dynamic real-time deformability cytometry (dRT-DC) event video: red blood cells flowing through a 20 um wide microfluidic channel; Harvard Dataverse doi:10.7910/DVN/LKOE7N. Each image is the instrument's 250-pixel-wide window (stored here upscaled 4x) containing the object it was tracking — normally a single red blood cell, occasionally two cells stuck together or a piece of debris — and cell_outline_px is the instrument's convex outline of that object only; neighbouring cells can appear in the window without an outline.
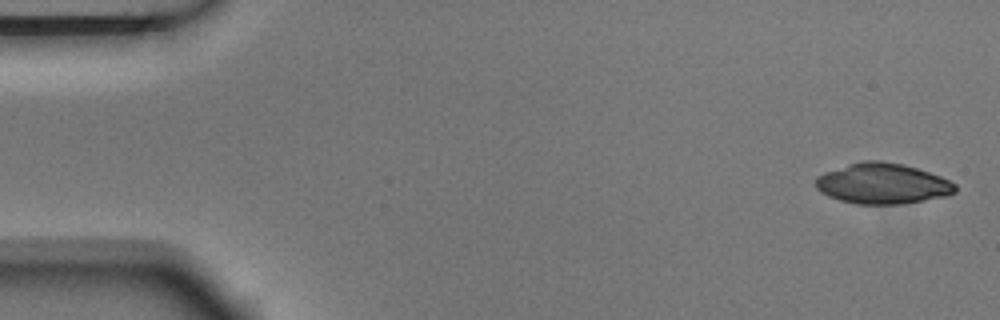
{"species": "Egyptian fruit bat (a non-hibernating species)", "species_latin": "Rousettus aegyptiacus", "temperature_condition": "room temperature", "stored_images_in_passage": 6, "camera_frame_rate_fps": 3000, "um_per_image_px": 0.085, "animal": {"sex": "male"}, "frame": {"image": 1, "passage_image": 1, "time_ms": 0.0, "image_size_px": [1000, 320], "cell_outline_px": [[956, 192], [948, 196], [900, 204], [856, 204], [840, 200], [828, 196], [820, 192], [816, 188], [816, 176], [824, 172], [848, 164], [864, 160], [880, 160], [904, 164], [940, 176], [956, 184]], "centroid_in_image_um": [75.0, 15.6], "position_along_channel_um": 10.0, "area_um2": 33.12}}